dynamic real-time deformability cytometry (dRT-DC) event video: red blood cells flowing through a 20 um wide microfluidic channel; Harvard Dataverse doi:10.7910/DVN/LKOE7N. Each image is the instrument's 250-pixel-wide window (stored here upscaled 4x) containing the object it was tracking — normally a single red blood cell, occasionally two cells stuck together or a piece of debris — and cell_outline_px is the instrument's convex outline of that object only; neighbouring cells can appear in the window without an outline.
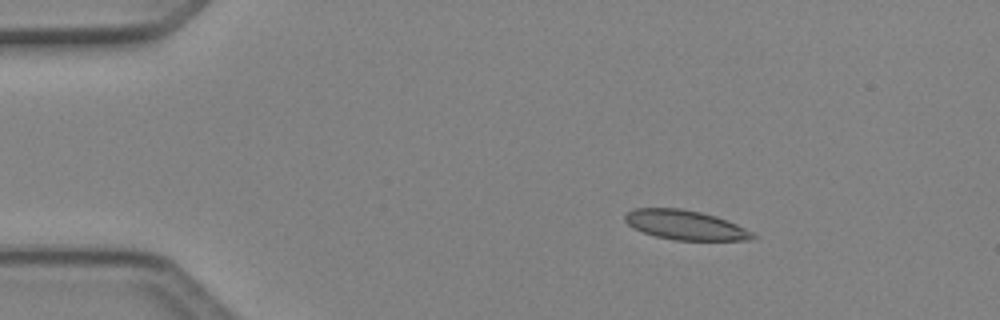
{"species": "Egyptian fruit bat (a non-hibernating species)", "species_latin": "Rousettus aegyptiacus", "temperature_condition": "cold", "stored_images_in_passage": 4, "camera_frame_rate_fps": 3000, "um_per_image_px": 0.085, "animal": {"sex": "female"}, "frame": {"image": 1, "passage_image": 2, "time_ms": 0.333, "image_size_px": [1000, 320], "cell_outline_px": [[756, 236], [752, 240], [676, 240], [656, 236], [644, 232], [628, 224], [624, 220], [624, 216], [632, 208], [680, 208], [700, 212], [716, 216], [728, 220], [752, 232]], "centroid_in_image_um": [58.26, 19.12], "position_along_channel_um": 26.7, "area_um2": 21.79}}
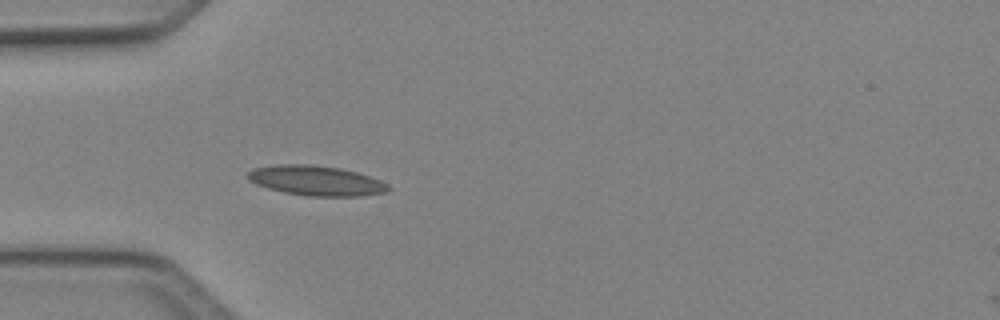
{"frame": {"image": 2, "passage_image": 4, "time_ms": 1.0, "image_size_px": [1000, 320], "cell_outline_px": [[392, 188], [388, 192], [360, 196], [308, 196], [284, 192], [268, 188], [256, 184], [248, 180], [248, 172], [252, 168], [276, 164], [308, 164], [340, 168], [356, 172], [380, 180], [388, 184]], "centroid_in_image_um": [26.87, 15.35], "position_along_channel_um": 58.1, "area_um2": 24.57}}